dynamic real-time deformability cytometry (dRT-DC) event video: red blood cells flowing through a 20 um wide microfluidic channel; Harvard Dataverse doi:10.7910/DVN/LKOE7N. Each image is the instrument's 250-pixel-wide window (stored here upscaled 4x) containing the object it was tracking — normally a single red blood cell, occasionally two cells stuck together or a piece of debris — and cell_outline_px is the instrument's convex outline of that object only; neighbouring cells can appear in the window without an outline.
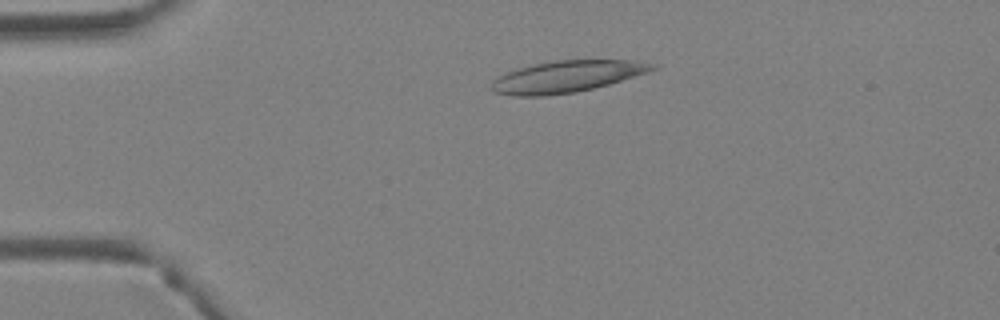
{"species": "Egyptian fruit bat (a non-hibernating species)", "species_latin": "Rousettus aegyptiacus", "temperature_condition": "warm", "stored_images_in_passage": 3, "camera_frame_rate_fps": 3000, "um_per_image_px": 0.085, "animal": {"sex": "female"}, "frame": {"image": 1, "passage_image": 2, "time_ms": 0.333, "image_size_px": [1000, 320], "cell_outline_px": [[660, 68], [648, 72], [608, 84], [576, 92], [544, 96], [512, 96], [492, 92], [492, 80], [504, 72], [516, 68], [556, 60], [628, 60], [660, 64]], "centroid_in_image_um": [48.16, 6.5], "position_along_channel_um": 36.8, "area_um2": 29.77}}